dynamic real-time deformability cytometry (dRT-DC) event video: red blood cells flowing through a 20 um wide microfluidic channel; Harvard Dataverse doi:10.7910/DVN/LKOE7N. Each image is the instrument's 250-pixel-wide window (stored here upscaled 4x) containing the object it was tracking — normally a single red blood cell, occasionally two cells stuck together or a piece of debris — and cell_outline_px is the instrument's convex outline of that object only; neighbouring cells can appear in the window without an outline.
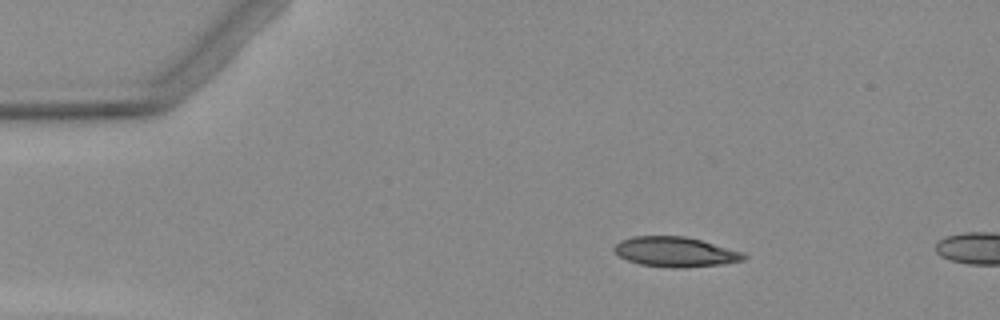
{"species": "Egyptian fruit bat (a non-hibernating species)", "species_latin": "Rousettus aegyptiacus", "temperature_condition": "warm", "stored_images_in_passage": 2, "camera_frame_rate_fps": 3000, "um_per_image_px": 0.085, "animal": {"sex": "female"}, "frame": {"image": 1, "passage_image": 1, "time_ms": 0.0, "image_size_px": [1000, 320], "cell_outline_px": [[748, 256], [744, 260], [724, 264], [680, 268], [672, 268], [640, 264], [628, 260], [620, 256], [612, 248], [620, 240], [632, 236], [684, 236], [700, 240], [744, 252]], "centroid_in_image_um": [57.42, 21.41], "position_along_channel_um": 27.6, "area_um2": 22.6}}